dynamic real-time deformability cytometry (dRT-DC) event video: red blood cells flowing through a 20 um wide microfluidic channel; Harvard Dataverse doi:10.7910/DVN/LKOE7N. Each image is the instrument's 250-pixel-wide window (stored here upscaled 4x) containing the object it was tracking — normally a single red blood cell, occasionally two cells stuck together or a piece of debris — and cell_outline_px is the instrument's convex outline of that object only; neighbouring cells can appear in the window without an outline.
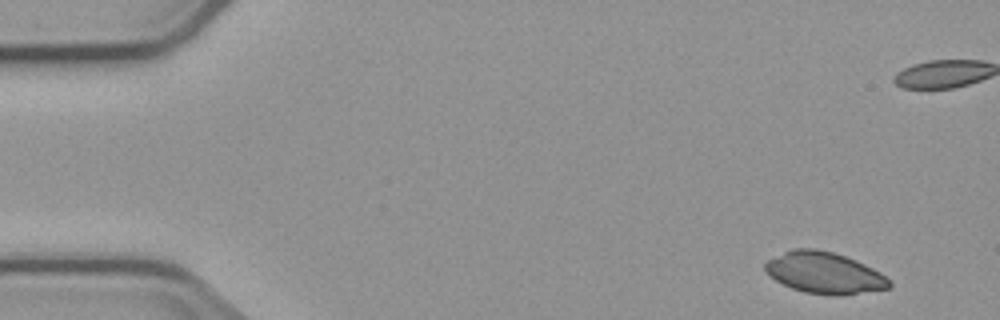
{"species": "common noctule bat (a hibernating species)", "species_latin": "Nyctalus noctula", "temperature_condition": "cold", "stored_images_in_passage": 6, "camera_frame_rate_fps": 3000, "um_per_image_px": 0.085, "animal": {"sex": "male", "body_mass_g": 23.1, "forearm_length_mm": 52.7}, "frame": {"image": 1, "passage_image": 1, "time_ms": 0.0, "image_size_px": [1000, 320], "cell_outline_px": [[892, 288], [840, 296], [832, 296], [804, 292], [792, 288], [776, 280], [764, 272], [764, 264], [768, 260], [792, 248], [816, 248], [832, 252], [856, 260], [880, 272], [892, 284]], "centroid_in_image_um": [70.07, 23.2], "position_along_channel_um": 14.9, "area_um2": 30.06}}
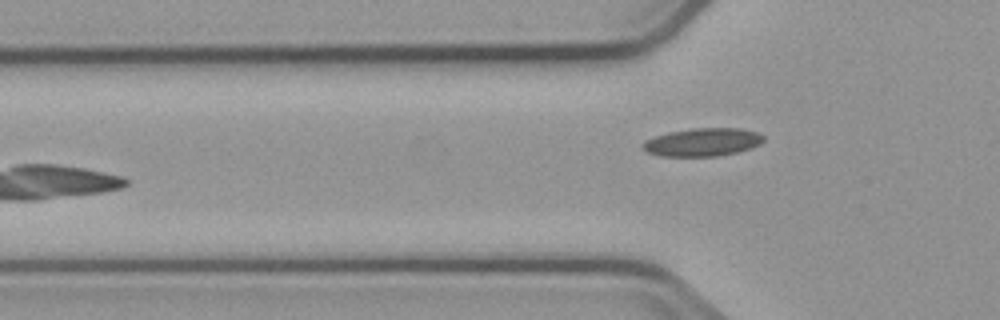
{"frame": {"image": 2, "passage_image": 6, "time_ms": 6.0, "image_size_px": [1000, 320], "cell_outline_px": [[764, 140], [760, 144], [752, 148], [736, 152], [716, 156], [660, 156], [648, 152], [640, 148], [640, 144], [644, 140], [668, 132], [692, 128], [740, 128], [756, 132], [764, 136]], "centroid_in_image_um": [59.69, 12.08], "position_along_channel_um": 66.1, "area_um2": 19.88}}